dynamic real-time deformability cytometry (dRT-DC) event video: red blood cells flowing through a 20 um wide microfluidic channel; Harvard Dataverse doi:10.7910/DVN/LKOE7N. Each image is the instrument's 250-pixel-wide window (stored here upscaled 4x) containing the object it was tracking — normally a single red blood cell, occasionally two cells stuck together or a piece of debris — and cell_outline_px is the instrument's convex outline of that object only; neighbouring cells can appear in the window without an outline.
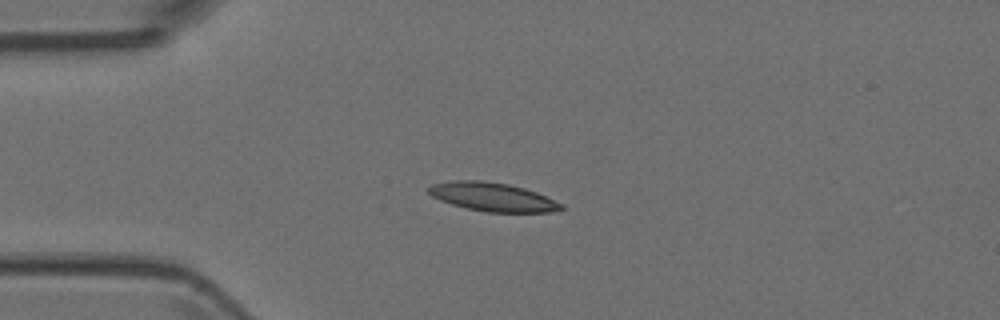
{"species": "Egyptian fruit bat (a non-hibernating species)", "species_latin": "Rousettus aegyptiacus", "temperature_condition": "room temperature", "stored_images_in_passage": 7, "camera_frame_rate_fps": 3000, "um_per_image_px": 0.085, "animal": {"sex": "female"}, "frame": {"image": 1, "passage_image": 1, "time_ms": 0.0, "image_size_px": [1000, 320], "cell_outline_px": [[564, 208], [560, 212], [484, 212], [452, 204], [440, 200], [432, 196], [428, 192], [428, 188], [432, 184], [452, 180], [480, 180], [508, 184], [524, 188], [536, 192], [564, 204]], "centroid_in_image_um": [41.91, 16.74], "position_along_channel_um": 43.1, "area_um2": 22.2}}
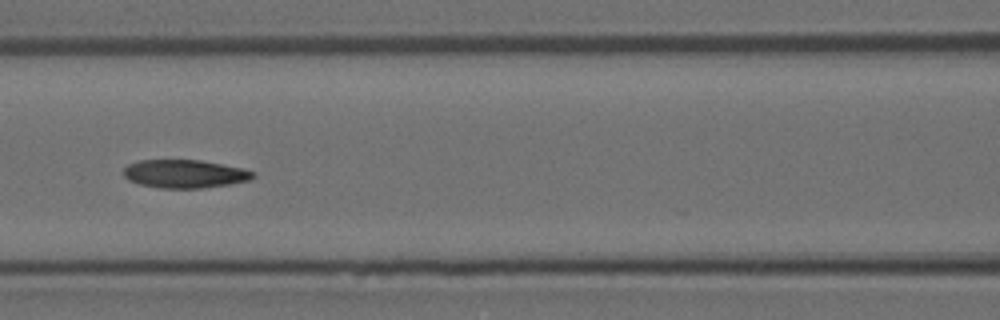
{"frame": {"image": 2, "passage_image": 4, "time_ms": 1.0, "image_size_px": [1000, 320], "cell_outline_px": [[256, 176], [248, 180], [228, 184], [204, 188], [160, 188], [140, 184], [128, 180], [124, 176], [124, 168], [128, 164], [140, 160], [200, 160], [244, 168], [256, 172]], "centroid_in_image_um": [15.71, 14.77], "position_along_channel_um": 150.9, "area_um2": 21.33}}
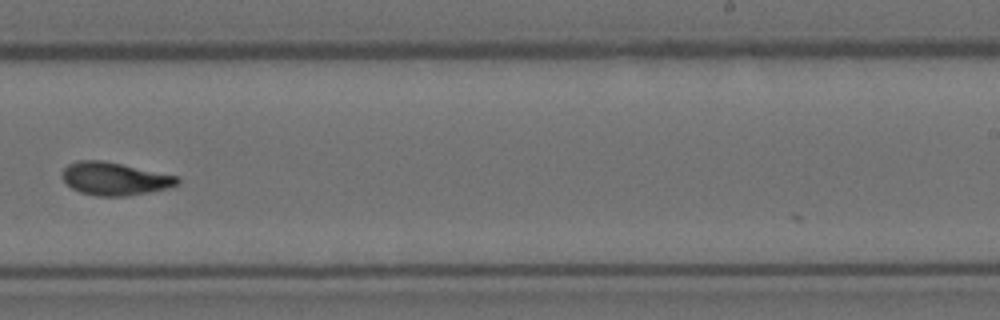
{"frame": {"image": 3, "passage_image": 7, "time_ms": 2.0, "image_size_px": [1000, 320], "cell_outline_px": [[180, 180], [176, 184], [168, 188], [148, 192], [124, 196], [96, 196], [80, 192], [72, 188], [60, 176], [64, 168], [68, 164], [76, 160], [104, 160], [176, 176]], "centroid_in_image_um": [9.69, 15.18], "position_along_channel_um": 279.3, "area_um2": 21.91}}